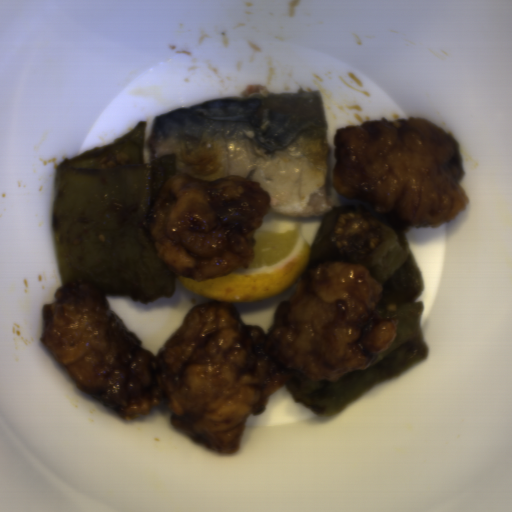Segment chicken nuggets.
I'll list each match as a JSON object with an SVG mask.
<instances>
[{"label":"chicken nuggets","instance_id":"chicken-nuggets-2","mask_svg":"<svg viewBox=\"0 0 512 512\" xmlns=\"http://www.w3.org/2000/svg\"><path fill=\"white\" fill-rule=\"evenodd\" d=\"M334 187L379 213L397 207L418 228H441L470 205L460 142L426 118L368 120L337 127Z\"/></svg>","mask_w":512,"mask_h":512},{"label":"chicken nuggets","instance_id":"chicken-nuggets-1","mask_svg":"<svg viewBox=\"0 0 512 512\" xmlns=\"http://www.w3.org/2000/svg\"><path fill=\"white\" fill-rule=\"evenodd\" d=\"M383 286L360 264L310 262L277 304L269 333L228 302L193 305L157 355L143 349L96 282L62 283L40 309V343L80 391L124 421L161 402L170 427L223 456L241 449L250 414L302 374L334 382L368 369L397 336L382 318Z\"/></svg>","mask_w":512,"mask_h":512},{"label":"chicken nuggets","instance_id":"chicken-nuggets-3","mask_svg":"<svg viewBox=\"0 0 512 512\" xmlns=\"http://www.w3.org/2000/svg\"><path fill=\"white\" fill-rule=\"evenodd\" d=\"M272 197L259 182L235 175L194 179L172 173L139 224L177 276L226 277L251 266L258 228Z\"/></svg>","mask_w":512,"mask_h":512},{"label":"chicken nuggets","instance_id":"chicken-nuggets-4","mask_svg":"<svg viewBox=\"0 0 512 512\" xmlns=\"http://www.w3.org/2000/svg\"><path fill=\"white\" fill-rule=\"evenodd\" d=\"M332 247L343 258H362L378 247L383 228L367 211L339 213L329 235Z\"/></svg>","mask_w":512,"mask_h":512}]
</instances>
